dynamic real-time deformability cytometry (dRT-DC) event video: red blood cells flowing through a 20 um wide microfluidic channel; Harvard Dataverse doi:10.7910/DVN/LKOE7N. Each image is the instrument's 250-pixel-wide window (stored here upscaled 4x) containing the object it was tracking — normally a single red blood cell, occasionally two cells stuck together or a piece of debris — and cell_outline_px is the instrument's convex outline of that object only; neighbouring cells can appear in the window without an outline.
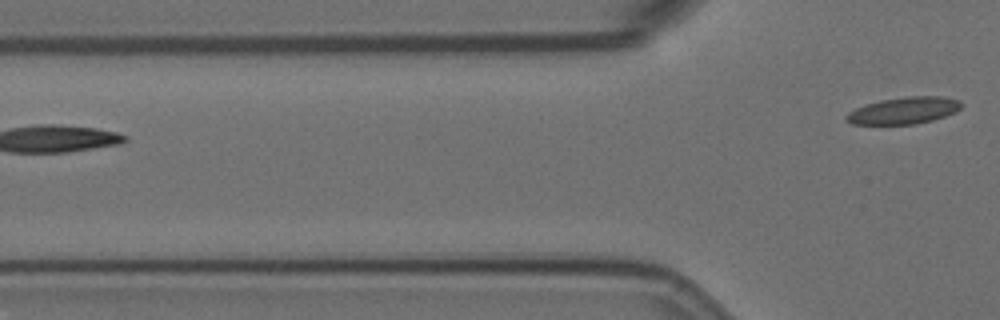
{"species": "Egyptian fruit bat (a non-hibernating species)", "species_latin": "Rousettus aegyptiacus", "temperature_condition": "room temperature", "stored_images_in_passage": 3, "camera_frame_rate_fps": 3000, "um_per_image_px": 0.085, "animal": {"sex": "female"}, "frame": {"image": 1, "passage_image": 3, "time_ms": 2.333, "image_size_px": [1000, 320], "cell_outline_px": [[964, 104], [956, 112], [932, 120], [916, 124], [852, 124], [844, 120], [844, 116], [848, 112], [864, 104], [880, 100], [908, 96], [940, 96], [960, 100]], "centroid_in_image_um": [76.81, 9.39], "position_along_channel_um": 49.0, "area_um2": 18.15}}